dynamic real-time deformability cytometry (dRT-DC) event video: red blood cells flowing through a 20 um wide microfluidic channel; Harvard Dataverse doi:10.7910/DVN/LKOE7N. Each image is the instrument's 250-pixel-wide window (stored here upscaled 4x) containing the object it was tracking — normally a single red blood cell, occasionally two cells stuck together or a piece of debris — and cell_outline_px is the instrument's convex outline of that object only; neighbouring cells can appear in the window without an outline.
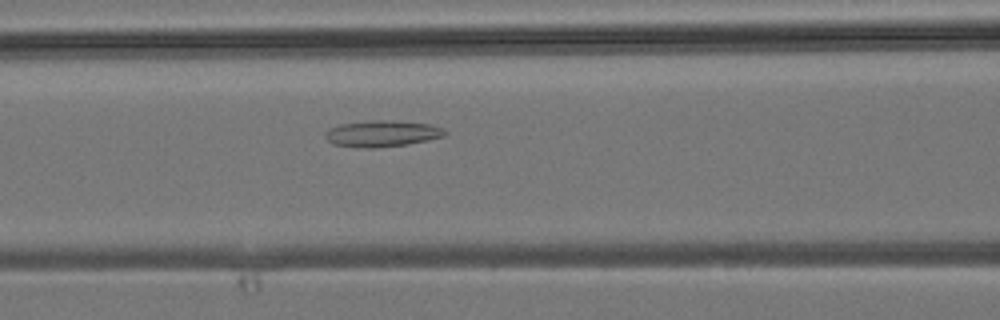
{"species": "common noctule bat (a hibernating species)", "species_latin": "Nyctalus noctula", "temperature_condition": "room temperature", "stored_images_in_passage": 29, "camera_frame_rate_fps": 3000, "um_per_image_px": 0.085, "animal": {"sex": "male", "body_mass_g": 19.2, "forearm_length_mm": 51.8}, "frame": {"image": 1, "passage_image": 5, "time_ms": 1.333, "image_size_px": [1000, 320], "cell_outline_px": [[448, 132], [444, 136], [428, 140], [408, 144], [372, 148], [364, 148], [332, 144], [324, 136], [324, 132], [328, 128], [340, 124], [368, 120], [392, 120], [432, 124], [444, 128]], "centroid_in_image_um": [32.47, 11.34], "position_along_channel_um": 134.1, "area_um2": 18.61}}
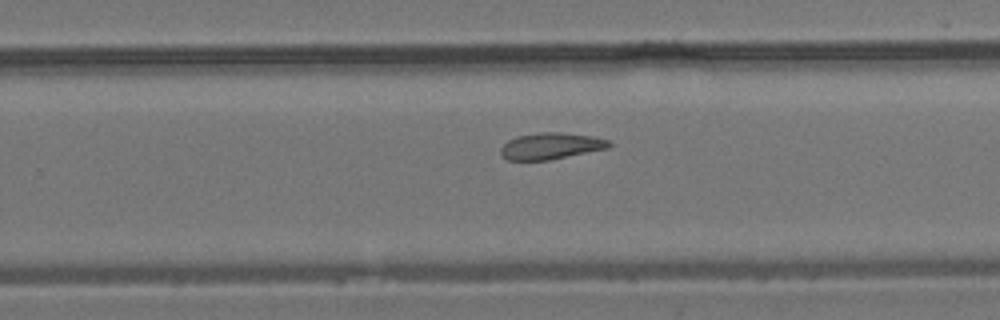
{"frame": {"image": 2, "passage_image": 14, "time_ms": 4.333, "image_size_px": [1000, 320], "cell_outline_px": [[612, 144], [608, 148], [548, 160], [508, 160], [500, 152], [500, 148], [508, 140], [516, 136], [540, 132], [560, 132], [592, 136], [608, 140]], "centroid_in_image_um": [46.81, 12.4], "position_along_channel_um": 283.0, "area_um2": 16.59}}
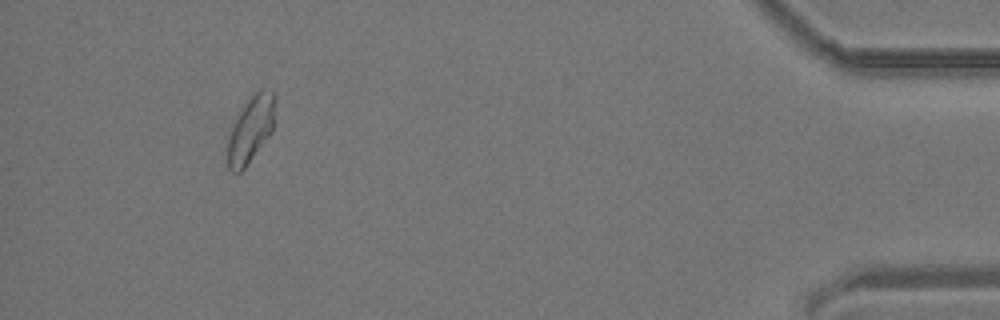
{"frame": {"image": 3, "passage_image": 26, "time_ms": 8.333, "image_size_px": [1000, 320], "cell_outline_px": [[272, 132], [244, 168], [240, 172], [232, 172], [228, 168], [228, 128], [248, 100], [260, 88], [272, 88]], "centroid_in_image_um": [21.25, 11.01], "position_along_channel_um": 414.0, "area_um2": 17.86}}